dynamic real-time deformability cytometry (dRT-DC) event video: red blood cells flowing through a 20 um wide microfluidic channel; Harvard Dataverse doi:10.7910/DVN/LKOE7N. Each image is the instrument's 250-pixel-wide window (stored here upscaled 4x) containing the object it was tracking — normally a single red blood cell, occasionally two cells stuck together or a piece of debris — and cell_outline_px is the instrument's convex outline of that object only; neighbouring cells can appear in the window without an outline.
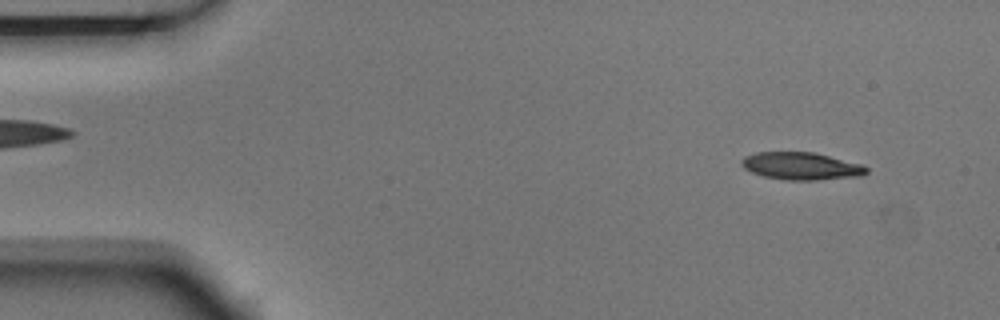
{"species": "Egyptian fruit bat (a non-hibernating species)", "species_latin": "Rousettus aegyptiacus", "temperature_condition": "room temperature", "stored_images_in_passage": 3, "camera_frame_rate_fps": 3000, "um_per_image_px": 0.085, "animal": {"sex": "male"}, "frame": {"image": 1, "passage_image": 1, "time_ms": 0.0, "image_size_px": [1000, 320], "cell_outline_px": [[868, 172], [860, 176], [816, 180], [788, 180], [764, 176], [752, 172], [744, 168], [740, 164], [740, 160], [744, 156], [756, 152], [812, 152], [864, 164], [868, 168]], "centroid_in_image_um": [68.11, 14.11], "position_along_channel_um": 16.9, "area_um2": 20.06}}